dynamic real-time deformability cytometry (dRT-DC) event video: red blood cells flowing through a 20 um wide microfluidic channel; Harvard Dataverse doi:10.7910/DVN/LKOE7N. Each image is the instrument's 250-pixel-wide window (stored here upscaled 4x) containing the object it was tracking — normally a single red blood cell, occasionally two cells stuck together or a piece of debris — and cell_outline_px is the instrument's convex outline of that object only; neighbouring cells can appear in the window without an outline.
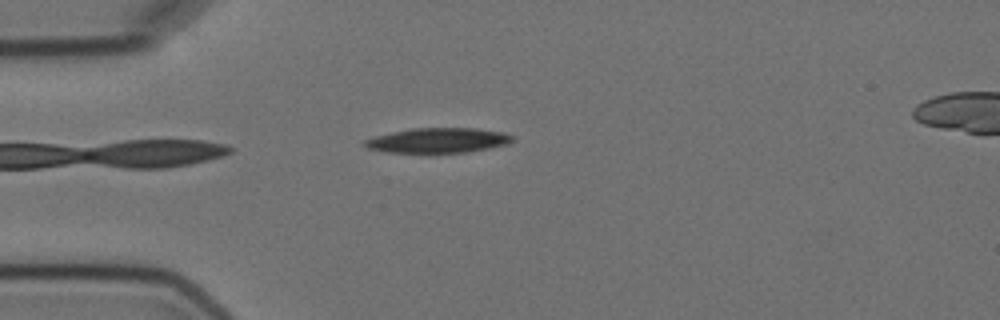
{"species": "Egyptian fruit bat (a non-hibernating species)", "species_latin": "Rousettus aegyptiacus", "temperature_condition": "cold", "stored_images_in_passage": 3, "camera_frame_rate_fps": 3000, "um_per_image_px": 0.085, "animal": {"sex": "female"}, "frame": {"image": 1, "passage_image": 2, "time_ms": 1.0, "image_size_px": [1000, 320], "cell_outline_px": [[516, 140], [508, 144], [468, 152], [428, 156], [388, 152], [368, 148], [360, 144], [364, 140], [376, 136], [392, 132], [412, 128], [476, 128], [504, 132], [516, 136]], "centroid_in_image_um": [37.24, 11.98], "position_along_channel_um": 47.8, "area_um2": 22.66}}